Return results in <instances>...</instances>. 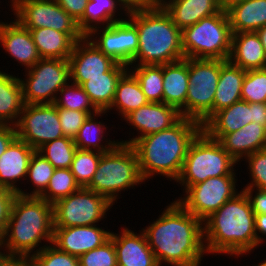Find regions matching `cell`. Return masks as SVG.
Instances as JSON below:
<instances>
[{
  "instance_id": "cell-1",
  "label": "cell",
  "mask_w": 266,
  "mask_h": 266,
  "mask_svg": "<svg viewBox=\"0 0 266 266\" xmlns=\"http://www.w3.org/2000/svg\"><path fill=\"white\" fill-rule=\"evenodd\" d=\"M201 222L178 201L168 206L162 216L144 230L158 264L165 261L174 266H198L206 251Z\"/></svg>"
},
{
  "instance_id": "cell-2",
  "label": "cell",
  "mask_w": 266,
  "mask_h": 266,
  "mask_svg": "<svg viewBox=\"0 0 266 266\" xmlns=\"http://www.w3.org/2000/svg\"><path fill=\"white\" fill-rule=\"evenodd\" d=\"M201 130L200 122L182 116L173 126L138 138L131 146L137 154L142 178L156 172L177 180L188 148Z\"/></svg>"
},
{
  "instance_id": "cell-3",
  "label": "cell",
  "mask_w": 266,
  "mask_h": 266,
  "mask_svg": "<svg viewBox=\"0 0 266 266\" xmlns=\"http://www.w3.org/2000/svg\"><path fill=\"white\" fill-rule=\"evenodd\" d=\"M207 252L243 254L260 242L255 233V214L242 191L206 218Z\"/></svg>"
},
{
  "instance_id": "cell-4",
  "label": "cell",
  "mask_w": 266,
  "mask_h": 266,
  "mask_svg": "<svg viewBox=\"0 0 266 266\" xmlns=\"http://www.w3.org/2000/svg\"><path fill=\"white\" fill-rule=\"evenodd\" d=\"M138 33V52L133 62L140 65H162L185 59L182 48V30L158 3L148 9L128 11Z\"/></svg>"
},
{
  "instance_id": "cell-5",
  "label": "cell",
  "mask_w": 266,
  "mask_h": 266,
  "mask_svg": "<svg viewBox=\"0 0 266 266\" xmlns=\"http://www.w3.org/2000/svg\"><path fill=\"white\" fill-rule=\"evenodd\" d=\"M10 229L11 233L8 235ZM53 232L52 204L37 196L17 194L4 236V239L9 236L8 256L16 257L18 254L20 258L27 260L30 251L41 242L40 240L46 239L52 243Z\"/></svg>"
},
{
  "instance_id": "cell-6",
  "label": "cell",
  "mask_w": 266,
  "mask_h": 266,
  "mask_svg": "<svg viewBox=\"0 0 266 266\" xmlns=\"http://www.w3.org/2000/svg\"><path fill=\"white\" fill-rule=\"evenodd\" d=\"M231 40L229 18L223 9L182 30L185 58L228 60Z\"/></svg>"
},
{
  "instance_id": "cell-7",
  "label": "cell",
  "mask_w": 266,
  "mask_h": 266,
  "mask_svg": "<svg viewBox=\"0 0 266 266\" xmlns=\"http://www.w3.org/2000/svg\"><path fill=\"white\" fill-rule=\"evenodd\" d=\"M236 162L218 140L201 130L188 148L181 174L176 181L186 183L187 190L211 177L235 176L231 168Z\"/></svg>"
},
{
  "instance_id": "cell-8",
  "label": "cell",
  "mask_w": 266,
  "mask_h": 266,
  "mask_svg": "<svg viewBox=\"0 0 266 266\" xmlns=\"http://www.w3.org/2000/svg\"><path fill=\"white\" fill-rule=\"evenodd\" d=\"M143 180L134 148L119 143L111 151L101 154L97 171L86 188L105 196L113 204L116 192Z\"/></svg>"
},
{
  "instance_id": "cell-9",
  "label": "cell",
  "mask_w": 266,
  "mask_h": 266,
  "mask_svg": "<svg viewBox=\"0 0 266 266\" xmlns=\"http://www.w3.org/2000/svg\"><path fill=\"white\" fill-rule=\"evenodd\" d=\"M219 75L220 60L188 58L186 118L194 119L203 125L213 115Z\"/></svg>"
},
{
  "instance_id": "cell-10",
  "label": "cell",
  "mask_w": 266,
  "mask_h": 266,
  "mask_svg": "<svg viewBox=\"0 0 266 266\" xmlns=\"http://www.w3.org/2000/svg\"><path fill=\"white\" fill-rule=\"evenodd\" d=\"M17 21L27 29L51 28L67 33L75 42L86 36L77 20L69 15L56 0H13Z\"/></svg>"
},
{
  "instance_id": "cell-11",
  "label": "cell",
  "mask_w": 266,
  "mask_h": 266,
  "mask_svg": "<svg viewBox=\"0 0 266 266\" xmlns=\"http://www.w3.org/2000/svg\"><path fill=\"white\" fill-rule=\"evenodd\" d=\"M112 203L84 187L52 204L54 228L89 226L101 220Z\"/></svg>"
},
{
  "instance_id": "cell-12",
  "label": "cell",
  "mask_w": 266,
  "mask_h": 266,
  "mask_svg": "<svg viewBox=\"0 0 266 266\" xmlns=\"http://www.w3.org/2000/svg\"><path fill=\"white\" fill-rule=\"evenodd\" d=\"M30 69L27 82L24 83L23 80H20L24 103L54 104L56 96L52 95L60 91L63 86H66L67 80L69 81V61L41 58ZM45 99H47V101H44Z\"/></svg>"
},
{
  "instance_id": "cell-13",
  "label": "cell",
  "mask_w": 266,
  "mask_h": 266,
  "mask_svg": "<svg viewBox=\"0 0 266 266\" xmlns=\"http://www.w3.org/2000/svg\"><path fill=\"white\" fill-rule=\"evenodd\" d=\"M21 114V119L14 124L17 138L34 150L64 136L54 104H25Z\"/></svg>"
},
{
  "instance_id": "cell-14",
  "label": "cell",
  "mask_w": 266,
  "mask_h": 266,
  "mask_svg": "<svg viewBox=\"0 0 266 266\" xmlns=\"http://www.w3.org/2000/svg\"><path fill=\"white\" fill-rule=\"evenodd\" d=\"M234 176L211 177L204 182L190 186L185 199L178 202L192 215L205 222L228 200L236 196Z\"/></svg>"
},
{
  "instance_id": "cell-15",
  "label": "cell",
  "mask_w": 266,
  "mask_h": 266,
  "mask_svg": "<svg viewBox=\"0 0 266 266\" xmlns=\"http://www.w3.org/2000/svg\"><path fill=\"white\" fill-rule=\"evenodd\" d=\"M92 41L105 55L125 66L132 65L138 52V33L129 20L117 21L106 26L99 39Z\"/></svg>"
},
{
  "instance_id": "cell-16",
  "label": "cell",
  "mask_w": 266,
  "mask_h": 266,
  "mask_svg": "<svg viewBox=\"0 0 266 266\" xmlns=\"http://www.w3.org/2000/svg\"><path fill=\"white\" fill-rule=\"evenodd\" d=\"M87 37L75 43L73 51L68 59L70 66V78L73 84L82 85L90 77L103 76L117 62L105 55L92 41L85 43L86 47H80L81 42L88 41ZM84 47V48H83Z\"/></svg>"
},
{
  "instance_id": "cell-17",
  "label": "cell",
  "mask_w": 266,
  "mask_h": 266,
  "mask_svg": "<svg viewBox=\"0 0 266 266\" xmlns=\"http://www.w3.org/2000/svg\"><path fill=\"white\" fill-rule=\"evenodd\" d=\"M111 233L94 225L54 228L52 244L59 250L80 257L101 246Z\"/></svg>"
},
{
  "instance_id": "cell-18",
  "label": "cell",
  "mask_w": 266,
  "mask_h": 266,
  "mask_svg": "<svg viewBox=\"0 0 266 266\" xmlns=\"http://www.w3.org/2000/svg\"><path fill=\"white\" fill-rule=\"evenodd\" d=\"M181 117L180 112L173 106L163 102H149L125 117L129 123L142 132L141 136L121 143L132 145L140 137L157 133L173 126Z\"/></svg>"
},
{
  "instance_id": "cell-19",
  "label": "cell",
  "mask_w": 266,
  "mask_h": 266,
  "mask_svg": "<svg viewBox=\"0 0 266 266\" xmlns=\"http://www.w3.org/2000/svg\"><path fill=\"white\" fill-rule=\"evenodd\" d=\"M110 238L114 243L118 266H159L144 231L138 236L123 229L120 237L111 233Z\"/></svg>"
},
{
  "instance_id": "cell-20",
  "label": "cell",
  "mask_w": 266,
  "mask_h": 266,
  "mask_svg": "<svg viewBox=\"0 0 266 266\" xmlns=\"http://www.w3.org/2000/svg\"><path fill=\"white\" fill-rule=\"evenodd\" d=\"M252 122V103L240 100L230 107L215 112L203 125L202 130L219 140L224 134L235 132Z\"/></svg>"
},
{
  "instance_id": "cell-21",
  "label": "cell",
  "mask_w": 266,
  "mask_h": 266,
  "mask_svg": "<svg viewBox=\"0 0 266 266\" xmlns=\"http://www.w3.org/2000/svg\"><path fill=\"white\" fill-rule=\"evenodd\" d=\"M12 23H0V41L9 54L24 66L31 68L41 59L37 47L29 29L23 27L17 20Z\"/></svg>"
},
{
  "instance_id": "cell-22",
  "label": "cell",
  "mask_w": 266,
  "mask_h": 266,
  "mask_svg": "<svg viewBox=\"0 0 266 266\" xmlns=\"http://www.w3.org/2000/svg\"><path fill=\"white\" fill-rule=\"evenodd\" d=\"M228 61L245 71L265 68L266 53L257 32L232 33Z\"/></svg>"
},
{
  "instance_id": "cell-23",
  "label": "cell",
  "mask_w": 266,
  "mask_h": 266,
  "mask_svg": "<svg viewBox=\"0 0 266 266\" xmlns=\"http://www.w3.org/2000/svg\"><path fill=\"white\" fill-rule=\"evenodd\" d=\"M159 0V4L171 16L173 23L183 30L202 18L218 13L222 8L219 0Z\"/></svg>"
},
{
  "instance_id": "cell-24",
  "label": "cell",
  "mask_w": 266,
  "mask_h": 266,
  "mask_svg": "<svg viewBox=\"0 0 266 266\" xmlns=\"http://www.w3.org/2000/svg\"><path fill=\"white\" fill-rule=\"evenodd\" d=\"M222 147L239 161L243 154H250L266 149V127L250 122L241 129L224 134L219 140Z\"/></svg>"
},
{
  "instance_id": "cell-25",
  "label": "cell",
  "mask_w": 266,
  "mask_h": 266,
  "mask_svg": "<svg viewBox=\"0 0 266 266\" xmlns=\"http://www.w3.org/2000/svg\"><path fill=\"white\" fill-rule=\"evenodd\" d=\"M188 85V58L163 64V103L175 107L183 117H186Z\"/></svg>"
},
{
  "instance_id": "cell-26",
  "label": "cell",
  "mask_w": 266,
  "mask_h": 266,
  "mask_svg": "<svg viewBox=\"0 0 266 266\" xmlns=\"http://www.w3.org/2000/svg\"><path fill=\"white\" fill-rule=\"evenodd\" d=\"M34 151L30 145L19 138L9 145L0 156V186L10 188L17 193L20 191L13 185L14 180L26 176Z\"/></svg>"
},
{
  "instance_id": "cell-27",
  "label": "cell",
  "mask_w": 266,
  "mask_h": 266,
  "mask_svg": "<svg viewBox=\"0 0 266 266\" xmlns=\"http://www.w3.org/2000/svg\"><path fill=\"white\" fill-rule=\"evenodd\" d=\"M246 71L220 60V75L213 102V114L241 100V88Z\"/></svg>"
},
{
  "instance_id": "cell-28",
  "label": "cell",
  "mask_w": 266,
  "mask_h": 266,
  "mask_svg": "<svg viewBox=\"0 0 266 266\" xmlns=\"http://www.w3.org/2000/svg\"><path fill=\"white\" fill-rule=\"evenodd\" d=\"M232 33L257 32L266 25V0H245L226 10Z\"/></svg>"
},
{
  "instance_id": "cell-29",
  "label": "cell",
  "mask_w": 266,
  "mask_h": 266,
  "mask_svg": "<svg viewBox=\"0 0 266 266\" xmlns=\"http://www.w3.org/2000/svg\"><path fill=\"white\" fill-rule=\"evenodd\" d=\"M127 66L116 63L103 76L90 77L81 86L99 111L109 110L113 102L118 80Z\"/></svg>"
},
{
  "instance_id": "cell-30",
  "label": "cell",
  "mask_w": 266,
  "mask_h": 266,
  "mask_svg": "<svg viewBox=\"0 0 266 266\" xmlns=\"http://www.w3.org/2000/svg\"><path fill=\"white\" fill-rule=\"evenodd\" d=\"M29 31L41 58L69 59L76 42L67 33L51 28Z\"/></svg>"
},
{
  "instance_id": "cell-31",
  "label": "cell",
  "mask_w": 266,
  "mask_h": 266,
  "mask_svg": "<svg viewBox=\"0 0 266 266\" xmlns=\"http://www.w3.org/2000/svg\"><path fill=\"white\" fill-rule=\"evenodd\" d=\"M148 103L138 80L133 74H128L126 71L117 82L110 109L116 106L125 119L129 113Z\"/></svg>"
},
{
  "instance_id": "cell-32",
  "label": "cell",
  "mask_w": 266,
  "mask_h": 266,
  "mask_svg": "<svg viewBox=\"0 0 266 266\" xmlns=\"http://www.w3.org/2000/svg\"><path fill=\"white\" fill-rule=\"evenodd\" d=\"M24 105L20 79L0 72V124L16 119Z\"/></svg>"
},
{
  "instance_id": "cell-33",
  "label": "cell",
  "mask_w": 266,
  "mask_h": 266,
  "mask_svg": "<svg viewBox=\"0 0 266 266\" xmlns=\"http://www.w3.org/2000/svg\"><path fill=\"white\" fill-rule=\"evenodd\" d=\"M119 143L110 141L108 147H98V152L94 153L92 150H80L75 151L73 161L71 163V173L74 175L76 183L84 188L89 185L93 175L97 171L98 163L101 159V154L111 151Z\"/></svg>"
},
{
  "instance_id": "cell-34",
  "label": "cell",
  "mask_w": 266,
  "mask_h": 266,
  "mask_svg": "<svg viewBox=\"0 0 266 266\" xmlns=\"http://www.w3.org/2000/svg\"><path fill=\"white\" fill-rule=\"evenodd\" d=\"M116 6L115 0H89L83 16L77 21L83 34L88 38L92 33H96L97 29L94 28L95 26L90 25L92 22L107 21V26H109L112 23L121 21L120 19H113Z\"/></svg>"
},
{
  "instance_id": "cell-35",
  "label": "cell",
  "mask_w": 266,
  "mask_h": 266,
  "mask_svg": "<svg viewBox=\"0 0 266 266\" xmlns=\"http://www.w3.org/2000/svg\"><path fill=\"white\" fill-rule=\"evenodd\" d=\"M133 75L138 80L142 92L152 103L163 102V64L139 65Z\"/></svg>"
},
{
  "instance_id": "cell-36",
  "label": "cell",
  "mask_w": 266,
  "mask_h": 266,
  "mask_svg": "<svg viewBox=\"0 0 266 266\" xmlns=\"http://www.w3.org/2000/svg\"><path fill=\"white\" fill-rule=\"evenodd\" d=\"M76 150L74 139L63 136L45 143L37 151L40 153L46 152L42 156L55 169H65L71 167Z\"/></svg>"
},
{
  "instance_id": "cell-37",
  "label": "cell",
  "mask_w": 266,
  "mask_h": 266,
  "mask_svg": "<svg viewBox=\"0 0 266 266\" xmlns=\"http://www.w3.org/2000/svg\"><path fill=\"white\" fill-rule=\"evenodd\" d=\"M79 188L70 168L55 169L46 190L39 197L53 204L57 200L75 193Z\"/></svg>"
},
{
  "instance_id": "cell-38",
  "label": "cell",
  "mask_w": 266,
  "mask_h": 266,
  "mask_svg": "<svg viewBox=\"0 0 266 266\" xmlns=\"http://www.w3.org/2000/svg\"><path fill=\"white\" fill-rule=\"evenodd\" d=\"M54 171L55 168L42 156V153L35 150L30 158L27 174H29L37 189L32 194H25L21 190L18 194L39 197L46 190Z\"/></svg>"
},
{
  "instance_id": "cell-39",
  "label": "cell",
  "mask_w": 266,
  "mask_h": 266,
  "mask_svg": "<svg viewBox=\"0 0 266 266\" xmlns=\"http://www.w3.org/2000/svg\"><path fill=\"white\" fill-rule=\"evenodd\" d=\"M63 86L60 89V92L62 95H64V98L56 99L54 102V105L56 107L65 108L68 110H78L81 112H86L88 115H91L90 107H93L92 110L94 113L101 114L105 113L104 111H99L87 93L84 91L81 85L74 84L73 86Z\"/></svg>"
},
{
  "instance_id": "cell-40",
  "label": "cell",
  "mask_w": 266,
  "mask_h": 266,
  "mask_svg": "<svg viewBox=\"0 0 266 266\" xmlns=\"http://www.w3.org/2000/svg\"><path fill=\"white\" fill-rule=\"evenodd\" d=\"M241 100L248 103H266V67L246 71Z\"/></svg>"
},
{
  "instance_id": "cell-41",
  "label": "cell",
  "mask_w": 266,
  "mask_h": 266,
  "mask_svg": "<svg viewBox=\"0 0 266 266\" xmlns=\"http://www.w3.org/2000/svg\"><path fill=\"white\" fill-rule=\"evenodd\" d=\"M29 258L26 260V266H80L79 257L61 251L55 246L41 248Z\"/></svg>"
},
{
  "instance_id": "cell-42",
  "label": "cell",
  "mask_w": 266,
  "mask_h": 266,
  "mask_svg": "<svg viewBox=\"0 0 266 266\" xmlns=\"http://www.w3.org/2000/svg\"><path fill=\"white\" fill-rule=\"evenodd\" d=\"M79 262L80 266H118L112 239L81 255Z\"/></svg>"
},
{
  "instance_id": "cell-43",
  "label": "cell",
  "mask_w": 266,
  "mask_h": 266,
  "mask_svg": "<svg viewBox=\"0 0 266 266\" xmlns=\"http://www.w3.org/2000/svg\"><path fill=\"white\" fill-rule=\"evenodd\" d=\"M100 124V122H93V117L91 115L86 118L83 126L79 129L77 136L74 138V143L77 149L90 151V146H99V144L96 142H100L101 138L97 135L99 134V132L103 133V130L101 128L102 124ZM94 139H96L97 141H95Z\"/></svg>"
},
{
  "instance_id": "cell-44",
  "label": "cell",
  "mask_w": 266,
  "mask_h": 266,
  "mask_svg": "<svg viewBox=\"0 0 266 266\" xmlns=\"http://www.w3.org/2000/svg\"><path fill=\"white\" fill-rule=\"evenodd\" d=\"M56 108L58 110L63 135L74 139L89 115L86 112L78 110H68L60 107Z\"/></svg>"
},
{
  "instance_id": "cell-45",
  "label": "cell",
  "mask_w": 266,
  "mask_h": 266,
  "mask_svg": "<svg viewBox=\"0 0 266 266\" xmlns=\"http://www.w3.org/2000/svg\"><path fill=\"white\" fill-rule=\"evenodd\" d=\"M253 183L246 188L257 187V190H266V149L258 150L248 156Z\"/></svg>"
},
{
  "instance_id": "cell-46",
  "label": "cell",
  "mask_w": 266,
  "mask_h": 266,
  "mask_svg": "<svg viewBox=\"0 0 266 266\" xmlns=\"http://www.w3.org/2000/svg\"><path fill=\"white\" fill-rule=\"evenodd\" d=\"M17 192L0 186V240L4 244V236L7 230L8 221L10 219L11 209Z\"/></svg>"
},
{
  "instance_id": "cell-47",
  "label": "cell",
  "mask_w": 266,
  "mask_h": 266,
  "mask_svg": "<svg viewBox=\"0 0 266 266\" xmlns=\"http://www.w3.org/2000/svg\"><path fill=\"white\" fill-rule=\"evenodd\" d=\"M57 3L75 20H79L85 11L89 0H56Z\"/></svg>"
},
{
  "instance_id": "cell-48",
  "label": "cell",
  "mask_w": 266,
  "mask_h": 266,
  "mask_svg": "<svg viewBox=\"0 0 266 266\" xmlns=\"http://www.w3.org/2000/svg\"><path fill=\"white\" fill-rule=\"evenodd\" d=\"M252 188H245L243 191L249 198L254 214H266V190H258L259 192L252 200Z\"/></svg>"
},
{
  "instance_id": "cell-49",
  "label": "cell",
  "mask_w": 266,
  "mask_h": 266,
  "mask_svg": "<svg viewBox=\"0 0 266 266\" xmlns=\"http://www.w3.org/2000/svg\"><path fill=\"white\" fill-rule=\"evenodd\" d=\"M0 124V156L5 152L9 145L17 138L16 128Z\"/></svg>"
},
{
  "instance_id": "cell-50",
  "label": "cell",
  "mask_w": 266,
  "mask_h": 266,
  "mask_svg": "<svg viewBox=\"0 0 266 266\" xmlns=\"http://www.w3.org/2000/svg\"><path fill=\"white\" fill-rule=\"evenodd\" d=\"M127 11L136 9H148L155 7L159 1L158 0H119Z\"/></svg>"
},
{
  "instance_id": "cell-51",
  "label": "cell",
  "mask_w": 266,
  "mask_h": 266,
  "mask_svg": "<svg viewBox=\"0 0 266 266\" xmlns=\"http://www.w3.org/2000/svg\"><path fill=\"white\" fill-rule=\"evenodd\" d=\"M252 122L266 127V103H252Z\"/></svg>"
},
{
  "instance_id": "cell-52",
  "label": "cell",
  "mask_w": 266,
  "mask_h": 266,
  "mask_svg": "<svg viewBox=\"0 0 266 266\" xmlns=\"http://www.w3.org/2000/svg\"><path fill=\"white\" fill-rule=\"evenodd\" d=\"M0 266H26V260L4 254V256L0 258Z\"/></svg>"
},
{
  "instance_id": "cell-53",
  "label": "cell",
  "mask_w": 266,
  "mask_h": 266,
  "mask_svg": "<svg viewBox=\"0 0 266 266\" xmlns=\"http://www.w3.org/2000/svg\"><path fill=\"white\" fill-rule=\"evenodd\" d=\"M257 231L266 235V214H255V233L257 240L261 242V238L257 235Z\"/></svg>"
},
{
  "instance_id": "cell-54",
  "label": "cell",
  "mask_w": 266,
  "mask_h": 266,
  "mask_svg": "<svg viewBox=\"0 0 266 266\" xmlns=\"http://www.w3.org/2000/svg\"><path fill=\"white\" fill-rule=\"evenodd\" d=\"M245 0H219L220 6L223 10H227L229 7L233 6L234 4L243 2Z\"/></svg>"
},
{
  "instance_id": "cell-55",
  "label": "cell",
  "mask_w": 266,
  "mask_h": 266,
  "mask_svg": "<svg viewBox=\"0 0 266 266\" xmlns=\"http://www.w3.org/2000/svg\"><path fill=\"white\" fill-rule=\"evenodd\" d=\"M257 34L259 35L260 39H261V43L264 47V51L266 53V25L263 26L262 28H260L257 31Z\"/></svg>"
},
{
  "instance_id": "cell-56",
  "label": "cell",
  "mask_w": 266,
  "mask_h": 266,
  "mask_svg": "<svg viewBox=\"0 0 266 266\" xmlns=\"http://www.w3.org/2000/svg\"><path fill=\"white\" fill-rule=\"evenodd\" d=\"M2 244V240H0V247H1ZM4 256V254L0 253V258H2Z\"/></svg>"
},
{
  "instance_id": "cell-57",
  "label": "cell",
  "mask_w": 266,
  "mask_h": 266,
  "mask_svg": "<svg viewBox=\"0 0 266 266\" xmlns=\"http://www.w3.org/2000/svg\"><path fill=\"white\" fill-rule=\"evenodd\" d=\"M257 266H266V261Z\"/></svg>"
}]
</instances>
